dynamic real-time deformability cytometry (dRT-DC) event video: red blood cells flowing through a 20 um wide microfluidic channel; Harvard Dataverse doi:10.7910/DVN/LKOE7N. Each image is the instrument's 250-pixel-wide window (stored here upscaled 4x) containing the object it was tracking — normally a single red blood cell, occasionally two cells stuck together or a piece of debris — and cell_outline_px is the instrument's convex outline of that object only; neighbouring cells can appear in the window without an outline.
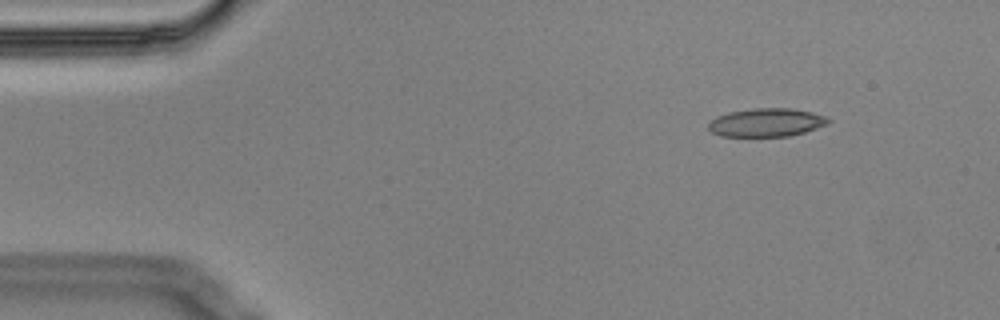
{"species": "Egyptian fruit bat (a non-hibernating species)", "species_latin": "Rousettus aegyptiacus", "temperature_condition": "cold", "stored_images_in_passage": 6, "camera_frame_rate_fps": 3000, "um_per_image_px": 0.085, "animal": {"sex": "male"}, "frame": {"image": 1, "passage_image": 1, "time_ms": 0.0, "image_size_px": [1000, 320], "cell_outline_px": [[832, 120], [828, 124], [804, 132], [788, 136], [720, 136], [712, 132], [708, 128], [708, 124], [716, 116], [728, 112], [752, 108], [792, 108], [812, 112], [828, 116]], "centroid_in_image_um": [65.17, 10.4], "position_along_channel_um": 19.8, "area_um2": 19.94}}
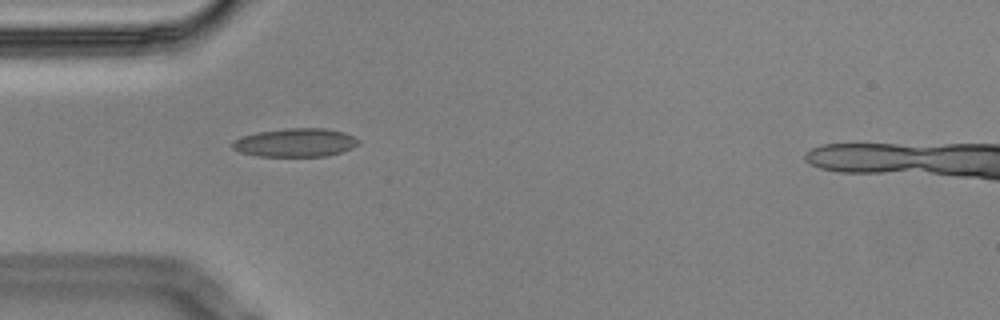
{"frame": {"image": 2, "passage_image": 4, "time_ms": 1.0, "image_size_px": [1000, 320], "cell_outline_px": [[360, 144], [352, 148], [328, 156], [256, 156], [240, 152], [232, 148], [232, 144], [236, 140], [244, 136], [256, 132], [288, 128], [328, 128], [344, 132], [360, 140]], "centroid_in_image_um": [25.15, 12.12], "position_along_channel_um": 59.9, "area_um2": 20.92}}
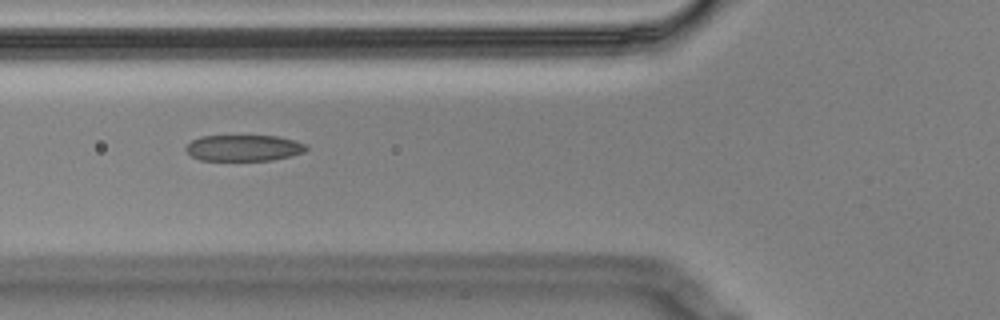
{"frame": {"image": 3, "passage_image": 5, "time_ms": 1.333, "image_size_px": [1000, 320], "cell_outline_px": [[308, 148], [304, 152], [272, 160], [200, 160], [192, 156], [184, 148], [192, 140], [200, 136], [276, 136], [296, 140], [308, 144]], "centroid_in_image_um": [20.74, 12.57], "position_along_channel_um": 105.1, "area_um2": 18.32}}